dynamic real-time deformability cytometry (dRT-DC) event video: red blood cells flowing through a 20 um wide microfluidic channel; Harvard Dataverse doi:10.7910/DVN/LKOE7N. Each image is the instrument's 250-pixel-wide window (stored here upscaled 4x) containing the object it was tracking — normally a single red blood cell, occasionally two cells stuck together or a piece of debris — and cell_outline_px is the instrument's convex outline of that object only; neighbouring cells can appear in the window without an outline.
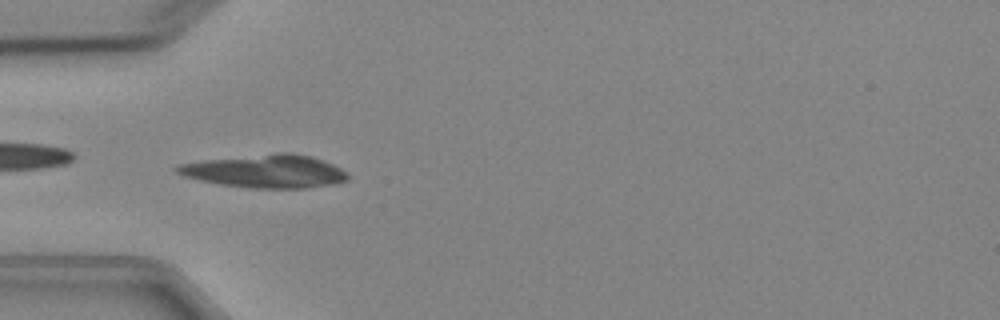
{"species": "Egyptian fruit bat (a non-hibernating species)", "species_latin": "Rousettus aegyptiacus", "temperature_condition": "cold", "stored_images_in_passage": 6, "camera_frame_rate_fps": 3000, "um_per_image_px": 0.085, "animal": {"sex": "female"}, "frame": {"image": 1, "passage_image": 5, "time_ms": 5.667, "image_size_px": [1000, 320], "cell_outline_px": [[348, 180], [336, 184], [308, 188], [252, 188], [220, 184], [200, 180], [184, 176], [176, 172], [172, 168], [176, 164], [204, 160], [276, 152], [292, 152], [312, 156], [324, 160], [340, 168], [348, 176]], "centroid_in_image_um": [22.56, 14.54], "position_along_channel_um": 62.4, "area_um2": 33.18}}